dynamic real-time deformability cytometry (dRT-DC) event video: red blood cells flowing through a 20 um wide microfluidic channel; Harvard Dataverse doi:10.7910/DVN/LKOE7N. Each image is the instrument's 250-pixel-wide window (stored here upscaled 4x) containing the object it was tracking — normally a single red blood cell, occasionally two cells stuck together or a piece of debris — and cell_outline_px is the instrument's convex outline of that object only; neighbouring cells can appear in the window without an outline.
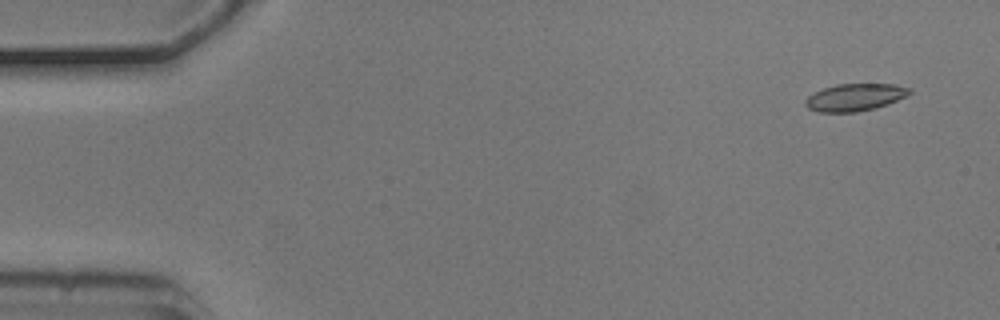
{"species": "common noctule bat (a hibernating species)", "species_latin": "Nyctalus noctula", "temperature_condition": "cold", "stored_images_in_passage": 8, "camera_frame_rate_fps": 3000, "um_per_image_px": 0.085, "animal": {"sex": "male", "body_mass_g": 20.5, "forearm_length_mm": 52.5}, "frame": {"image": 1, "passage_image": 1, "time_ms": 0.0, "image_size_px": [1000, 320], "cell_outline_px": [[912, 92], [888, 104], [876, 108], [856, 112], [820, 112], [808, 108], [804, 104], [804, 100], [808, 96], [824, 88], [836, 84], [892, 84], [912, 88]], "centroid_in_image_um": [72.66, 8.27], "position_along_channel_um": 12.3, "area_um2": 16.47}}
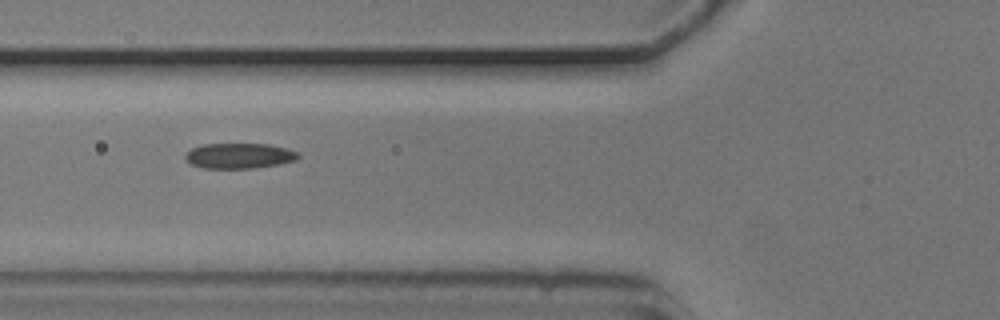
{"frame": {"image": 2, "passage_image": 5, "time_ms": 1.333, "image_size_px": [1000, 320], "cell_outline_px": [[300, 156], [296, 160], [280, 164], [252, 168], [204, 168], [192, 164], [184, 160], [184, 156], [192, 148], [204, 144], [268, 144], [288, 148], [300, 152]], "centroid_in_image_um": [20.37, 13.24], "position_along_channel_um": 105.4, "area_um2": 16.76}}
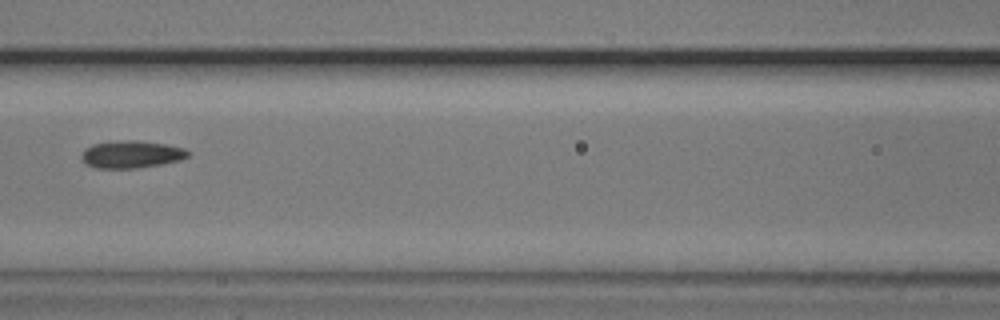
{"frame": {"image": 3, "passage_image": 6, "time_ms": 1.667, "image_size_px": [1000, 320], "cell_outline_px": [[188, 156], [180, 160], [164, 164], [136, 168], [96, 168], [88, 164], [80, 156], [84, 148], [92, 144], [124, 140], [136, 140], [164, 144], [184, 148], [188, 152]], "centroid_in_image_um": [11.16, 13.12], "position_along_channel_um": 155.4, "area_um2": 16.88}}